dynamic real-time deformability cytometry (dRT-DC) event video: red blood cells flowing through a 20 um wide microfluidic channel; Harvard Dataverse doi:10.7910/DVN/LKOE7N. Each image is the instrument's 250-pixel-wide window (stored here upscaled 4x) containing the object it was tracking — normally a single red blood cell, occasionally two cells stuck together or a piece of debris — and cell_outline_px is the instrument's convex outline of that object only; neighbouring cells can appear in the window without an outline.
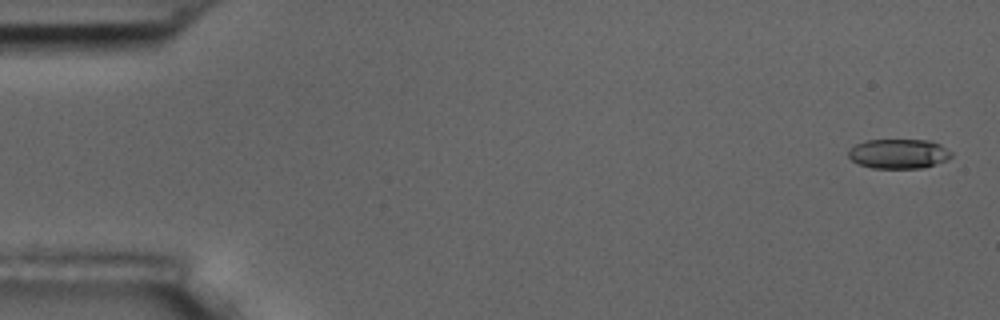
{"species": "common noctule bat (a hibernating species)", "species_latin": "Nyctalus noctula", "temperature_condition": "room temperature", "stored_images_in_passage": 6, "segment_of_instrument_passage": [1, 2], "camera_frame_rate_fps": 3000, "um_per_image_px": 0.085, "animal": {"sex": "male", "body_mass_g": 17.5, "forearm_length_mm": 52.3}, "frame": {"image": 1, "passage_image": 1, "time_ms": 0.0, "image_size_px": [1000, 320], "cell_outline_px": [[952, 156], [948, 160], [924, 168], [872, 168], [860, 164], [852, 160], [848, 156], [848, 152], [856, 144], [868, 140], [928, 140], [940, 144], [952, 152]], "centroid_in_image_um": [76.43, 13.07], "position_along_channel_um": 8.6, "area_um2": 17.74}}
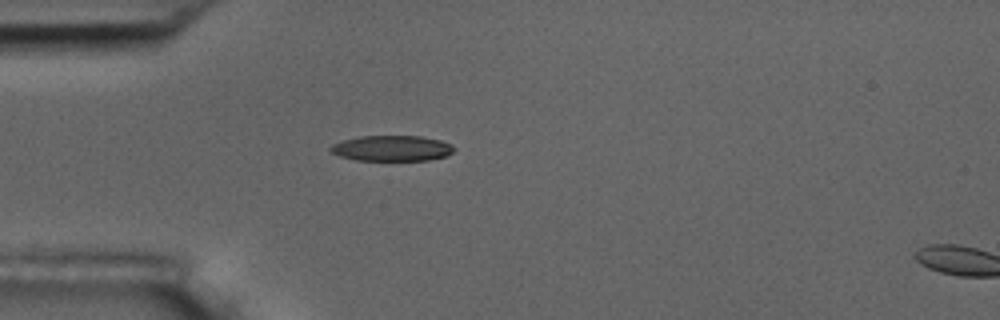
{"frame": {"image": 2, "passage_image": 5, "time_ms": 4.667, "image_size_px": [1000, 320], "cell_outline_px": [[456, 148], [448, 156], [428, 160], [356, 160], [340, 156], [332, 152], [328, 148], [332, 144], [344, 140], [360, 136], [420, 136], [440, 140], [452, 144]], "centroid_in_image_um": [33.34, 12.6], "position_along_channel_um": 51.7, "area_um2": 18.44}}